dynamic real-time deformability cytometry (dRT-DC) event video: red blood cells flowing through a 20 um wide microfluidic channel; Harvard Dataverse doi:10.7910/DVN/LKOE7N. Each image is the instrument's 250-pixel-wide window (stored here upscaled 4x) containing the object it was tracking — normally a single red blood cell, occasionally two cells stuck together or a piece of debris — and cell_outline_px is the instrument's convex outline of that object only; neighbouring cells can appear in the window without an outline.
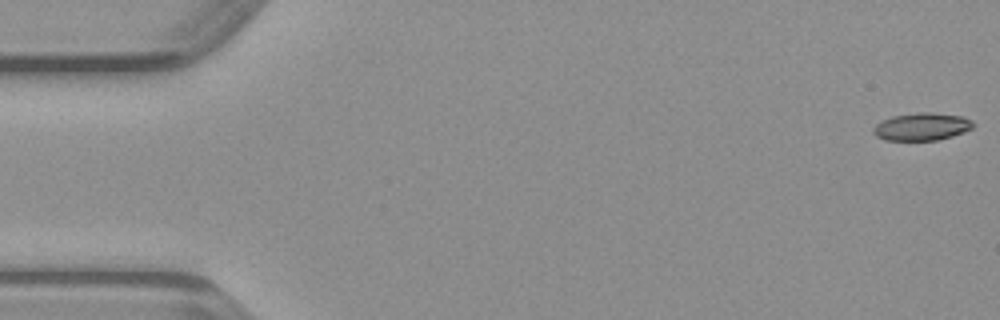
{"species": "common noctule bat (a hibernating species)", "species_latin": "Nyctalus noctula", "temperature_condition": "warm", "stored_images_in_passage": 49, "camera_frame_rate_fps": 3000, "um_per_image_px": 0.085, "animal": {"sex": "male", "body_mass_g": 23.1, "forearm_length_mm": 52.7}, "frame": {"image": 1, "passage_image": 1, "time_ms": 0.0, "image_size_px": [1000, 320], "cell_outline_px": [[976, 124], [972, 128], [964, 132], [952, 136], [936, 140], [884, 140], [876, 136], [872, 132], [872, 128], [880, 120], [892, 116], [916, 112], [932, 112], [964, 116], [972, 120]], "centroid_in_image_um": [78.35, 10.75], "position_along_channel_um": 6.7, "area_um2": 16.36}}
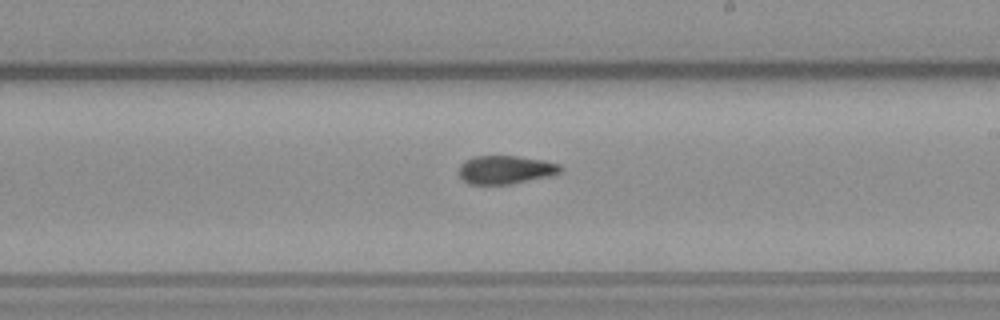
{"frame": {"image": 2, "passage_image": 28, "time_ms": 9.0, "image_size_px": [1000, 320], "cell_outline_px": [[560, 172], [556, 176], [512, 184], [468, 184], [460, 176], [460, 164], [464, 160], [476, 156], [516, 156], [544, 160], [560, 164]], "centroid_in_image_um": [43.02, 14.44], "position_along_channel_um": 246.0, "area_um2": 16.99}}
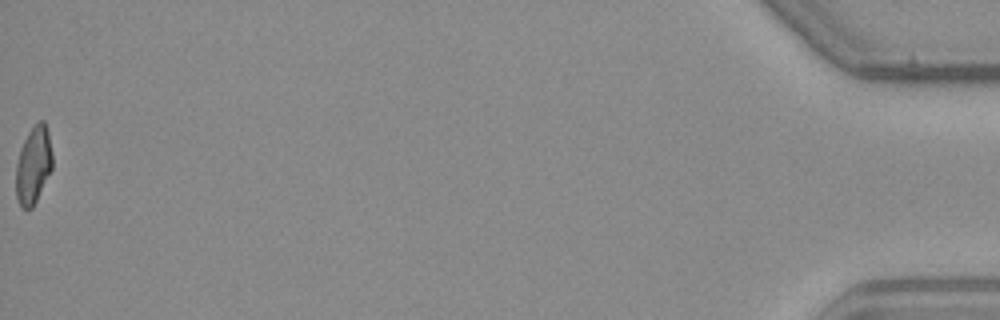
{"frame": {"image": 3, "passage_image": 49, "time_ms": 16.0, "image_size_px": [1000, 320], "cell_outline_px": [[52, 168], [32, 208], [20, 208], [16, 196], [16, 164], [20, 148], [28, 132], [40, 120], [44, 120], [48, 132], [52, 152]], "centroid_in_image_um": [2.83, 14.03], "position_along_channel_um": 432.4, "area_um2": 16.3}}